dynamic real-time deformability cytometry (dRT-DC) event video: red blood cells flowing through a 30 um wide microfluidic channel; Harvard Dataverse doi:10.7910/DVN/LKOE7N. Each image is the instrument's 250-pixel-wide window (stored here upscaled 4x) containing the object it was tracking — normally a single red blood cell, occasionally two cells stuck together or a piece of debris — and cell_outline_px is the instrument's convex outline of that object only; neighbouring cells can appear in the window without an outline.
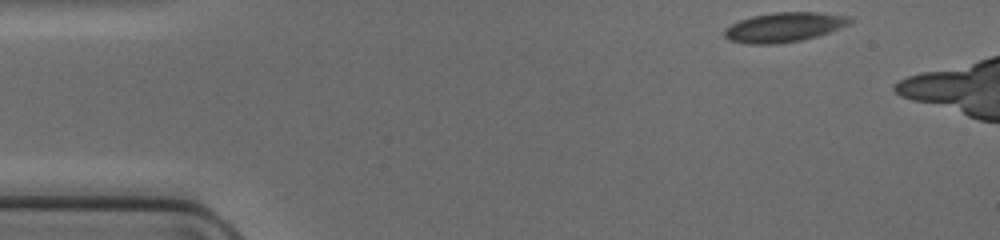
{"species": "common noctule bat (a hibernating species)", "species_latin": "Nyctalus noctula", "temperature_condition": "cold", "stored_images_in_passage": 5, "camera_frame_rate_fps": 3000, "um_per_image_px": 0.085, "animal": {"sex": "female", "body_mass_g": 17.0, "forearm_length_mm": 48.0}, "frame": {"image": 1, "passage_image": 1, "time_ms": 0.0, "image_size_px": [1000, 240], "cell_outline_px": [[852, 20], [848, 24], [828, 32], [816, 36], [800, 40], [776, 44], [748, 44], [728, 40], [724, 36], [724, 28], [740, 20], [752, 16], [772, 12], [820, 12], [852, 16]], "centroid_in_image_um": [66.62, 2.3], "position_along_channel_um": 18.4, "area_um2": 21.62}}